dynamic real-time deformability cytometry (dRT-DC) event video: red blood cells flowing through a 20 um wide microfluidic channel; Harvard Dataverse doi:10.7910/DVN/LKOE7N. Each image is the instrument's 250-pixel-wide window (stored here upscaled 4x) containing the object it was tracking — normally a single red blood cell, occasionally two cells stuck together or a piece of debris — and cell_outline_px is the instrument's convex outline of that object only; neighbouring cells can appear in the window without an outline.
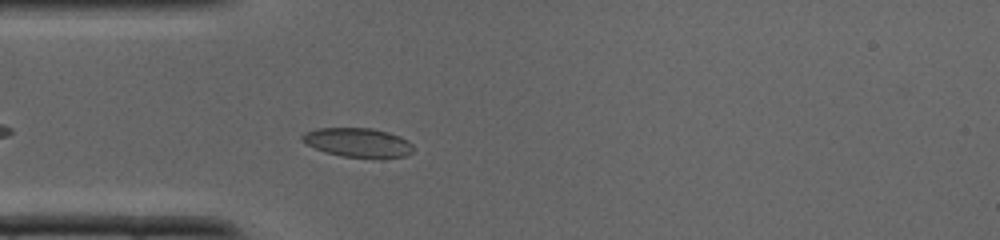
{"species": "common noctule bat (a hibernating species)", "species_latin": "Nyctalus noctula", "temperature_condition": "cold", "stored_images_in_passage": 31, "camera_frame_rate_fps": 3000, "um_per_image_px": 0.085, "animal": {"sex": "male", "body_mass_g": 19.0, "forearm_length_mm": 50.8}, "frame": {"image": 1, "passage_image": 4, "time_ms": 1.0, "image_size_px": [1000, 240], "cell_outline_px": [[412, 152], [404, 156], [384, 160], [380, 160], [340, 156], [324, 152], [300, 140], [300, 136], [304, 132], [316, 128], [372, 128], [400, 136], [408, 140], [412, 144]], "centroid_in_image_um": [30.43, 12.15], "position_along_channel_um": 54.6, "area_um2": 19.42}}
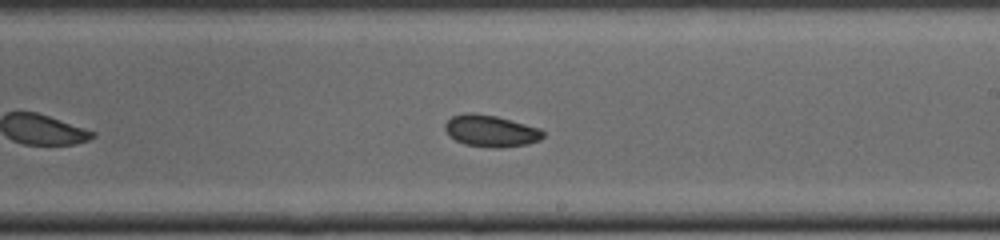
{"frame": {"image": 2, "passage_image": 15, "time_ms": 4.667, "image_size_px": [1000, 240], "cell_outline_px": [[544, 136], [540, 140], [528, 144], [500, 148], [496, 148], [464, 144], [456, 140], [444, 128], [444, 124], [452, 116], [468, 112], [472, 112], [496, 116], [540, 128], [544, 132]], "centroid_in_image_um": [41.74, 11.13], "position_along_channel_um": 247.3, "area_um2": 18.03}}
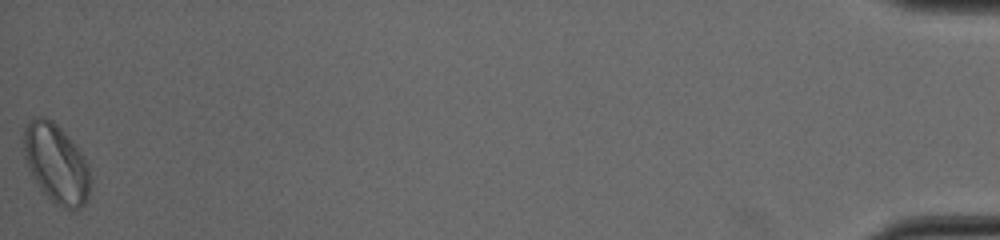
{"frame": {"image": 3, "passage_image": 31, "time_ms": 10.0, "image_size_px": [1000, 240], "cell_outline_px": [[92, 184], [88, 196], [84, 204], [80, 208], [64, 208], [56, 204], [40, 188], [24, 160], [24, 128], [28, 120], [36, 116], [44, 116], [52, 120], [64, 132], [80, 152], [88, 164]], "centroid_in_image_um": [4.78, 13.88], "position_along_channel_um": 430.4, "area_um2": 30.52}}